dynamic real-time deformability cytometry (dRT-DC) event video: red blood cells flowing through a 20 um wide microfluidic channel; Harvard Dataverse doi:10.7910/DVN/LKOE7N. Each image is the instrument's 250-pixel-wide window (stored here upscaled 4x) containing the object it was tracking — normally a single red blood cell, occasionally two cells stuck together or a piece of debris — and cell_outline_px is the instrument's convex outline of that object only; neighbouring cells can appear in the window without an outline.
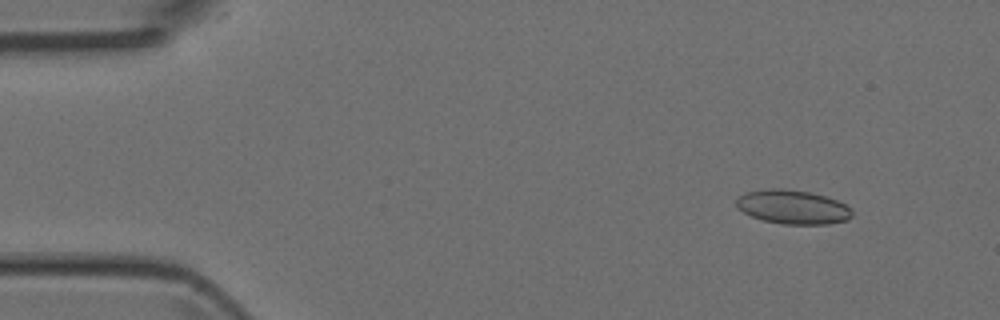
{"species": "Egyptian fruit bat (a non-hibernating species)", "species_latin": "Rousettus aegyptiacus", "temperature_condition": "room temperature", "stored_images_in_passage": 16, "camera_frame_rate_fps": 3000, "um_per_image_px": 0.085, "animal": {"sex": "female"}, "frame": {"image": 1, "passage_image": 1, "time_ms": 0.0, "image_size_px": [1000, 320], "cell_outline_px": [[852, 216], [848, 220], [828, 224], [784, 224], [764, 220], [752, 216], [736, 208], [736, 200], [744, 192], [772, 188], [780, 188], [808, 192], [824, 196], [836, 200], [852, 208]], "centroid_in_image_um": [67.38, 17.6], "position_along_channel_um": 17.6, "area_um2": 22.83}}
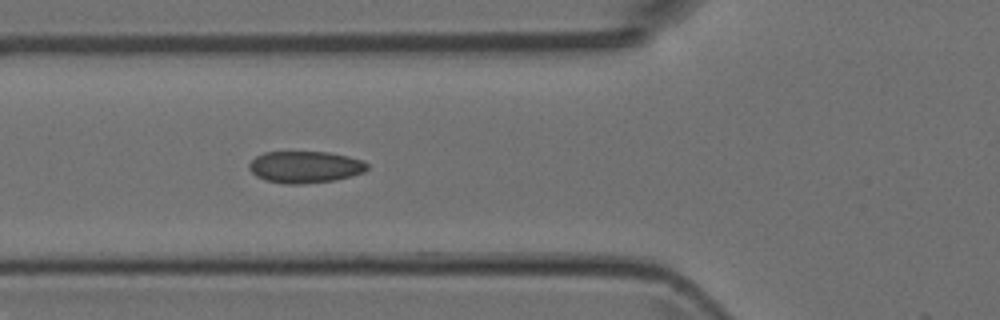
{"frame": {"image": 2, "passage_image": 14, "time_ms": 4.333, "image_size_px": [1000, 320], "cell_outline_px": [[368, 168], [364, 172], [352, 176], [332, 180], [304, 184], [284, 184], [264, 180], [256, 176], [248, 168], [248, 164], [256, 156], [264, 152], [328, 152], [348, 156], [364, 160], [368, 164]], "centroid_in_image_um": [25.93, 14.19], "position_along_channel_um": 99.9, "area_um2": 22.02}}